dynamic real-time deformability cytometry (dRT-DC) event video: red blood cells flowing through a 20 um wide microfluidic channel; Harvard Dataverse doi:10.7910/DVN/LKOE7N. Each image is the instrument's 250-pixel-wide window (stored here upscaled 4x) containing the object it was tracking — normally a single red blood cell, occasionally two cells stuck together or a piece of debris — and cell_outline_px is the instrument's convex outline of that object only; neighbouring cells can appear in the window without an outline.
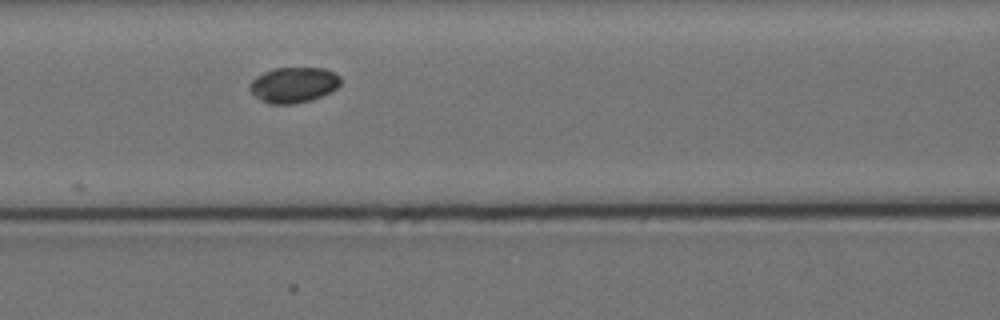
{"species": "Egyptian fruit bat (a non-hibernating species)", "species_latin": "Rousettus aegyptiacus", "temperature_condition": "cold", "stored_images_in_passage": 6, "camera_frame_rate_fps": 3000, "um_per_image_px": 0.085, "animal": {"sex": "female"}, "frame": {"image": 1, "passage_image": 4, "time_ms": 3.333, "image_size_px": [1000, 320], "cell_outline_px": [[340, 84], [332, 92], [312, 100], [292, 104], [272, 104], [260, 100], [248, 88], [252, 80], [256, 76], [264, 72], [276, 68], [324, 68], [336, 72], [340, 76]], "centroid_in_image_um": [24.98, 7.21], "position_along_channel_um": 141.6, "area_um2": 18.9}}
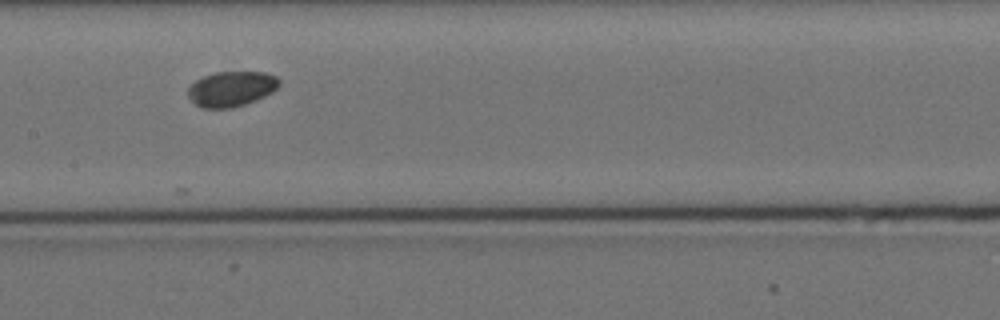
{"frame": {"image": 2, "passage_image": 5, "time_ms": 4.667, "image_size_px": [1000, 320], "cell_outline_px": [[280, 84], [272, 92], [256, 100], [232, 108], [200, 108], [188, 96], [188, 88], [196, 80], [204, 76], [216, 72], [264, 72], [276, 76], [280, 80]], "centroid_in_image_um": [19.67, 7.55], "position_along_channel_um": 187.7, "area_um2": 18.61}}
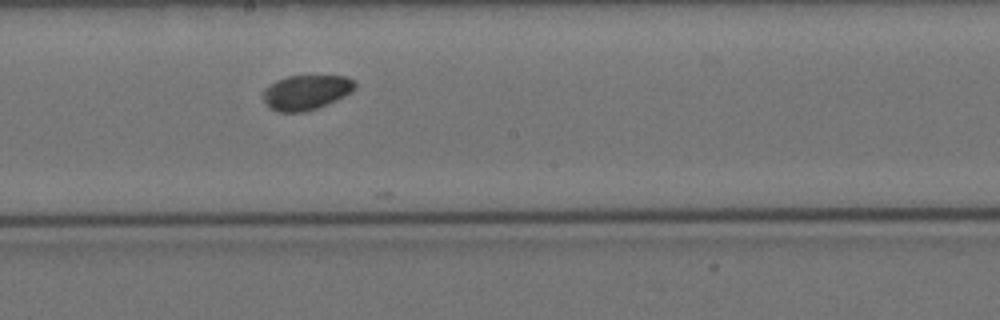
{"frame": {"image": 3, "passage_image": 6, "time_ms": 5.667, "image_size_px": [1000, 320], "cell_outline_px": [[356, 88], [352, 92], [328, 104], [304, 112], [276, 112], [268, 108], [264, 100], [264, 88], [268, 84], [276, 80], [288, 76], [344, 76], [356, 80]], "centroid_in_image_um": [26.02, 7.85], "position_along_channel_um": 222.2, "area_um2": 18.84}}